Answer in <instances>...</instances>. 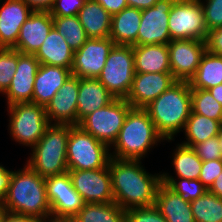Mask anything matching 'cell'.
<instances>
[{"instance_id": "1", "label": "cell", "mask_w": 222, "mask_h": 222, "mask_svg": "<svg viewBox=\"0 0 222 222\" xmlns=\"http://www.w3.org/2000/svg\"><path fill=\"white\" fill-rule=\"evenodd\" d=\"M114 202L124 210L155 205L156 194L162 183L161 172L146 171L141 160L110 158Z\"/></svg>"}, {"instance_id": "2", "label": "cell", "mask_w": 222, "mask_h": 222, "mask_svg": "<svg viewBox=\"0 0 222 222\" xmlns=\"http://www.w3.org/2000/svg\"><path fill=\"white\" fill-rule=\"evenodd\" d=\"M23 167L17 171L12 170L8 192L2 203L7 213L37 219L51 215L45 178L33 171L27 164Z\"/></svg>"}, {"instance_id": "3", "label": "cell", "mask_w": 222, "mask_h": 222, "mask_svg": "<svg viewBox=\"0 0 222 222\" xmlns=\"http://www.w3.org/2000/svg\"><path fill=\"white\" fill-rule=\"evenodd\" d=\"M157 132L168 142L182 132L191 112V87L177 81L145 107Z\"/></svg>"}, {"instance_id": "4", "label": "cell", "mask_w": 222, "mask_h": 222, "mask_svg": "<svg viewBox=\"0 0 222 222\" xmlns=\"http://www.w3.org/2000/svg\"><path fill=\"white\" fill-rule=\"evenodd\" d=\"M165 139L157 132L145 108L132 107L111 146L112 158L141 160L158 143Z\"/></svg>"}, {"instance_id": "5", "label": "cell", "mask_w": 222, "mask_h": 222, "mask_svg": "<svg viewBox=\"0 0 222 222\" xmlns=\"http://www.w3.org/2000/svg\"><path fill=\"white\" fill-rule=\"evenodd\" d=\"M70 124H50L39 142L31 148L26 164L46 178L68 172L67 142Z\"/></svg>"}, {"instance_id": "6", "label": "cell", "mask_w": 222, "mask_h": 222, "mask_svg": "<svg viewBox=\"0 0 222 222\" xmlns=\"http://www.w3.org/2000/svg\"><path fill=\"white\" fill-rule=\"evenodd\" d=\"M110 148L78 125L70 126L67 142L68 170H94L108 167Z\"/></svg>"}, {"instance_id": "7", "label": "cell", "mask_w": 222, "mask_h": 222, "mask_svg": "<svg viewBox=\"0 0 222 222\" xmlns=\"http://www.w3.org/2000/svg\"><path fill=\"white\" fill-rule=\"evenodd\" d=\"M8 130L18 144L33 148L50 125L45 107L32 102L15 103L7 106Z\"/></svg>"}, {"instance_id": "8", "label": "cell", "mask_w": 222, "mask_h": 222, "mask_svg": "<svg viewBox=\"0 0 222 222\" xmlns=\"http://www.w3.org/2000/svg\"><path fill=\"white\" fill-rule=\"evenodd\" d=\"M135 75L132 45H114L97 78L115 98L125 99Z\"/></svg>"}, {"instance_id": "9", "label": "cell", "mask_w": 222, "mask_h": 222, "mask_svg": "<svg viewBox=\"0 0 222 222\" xmlns=\"http://www.w3.org/2000/svg\"><path fill=\"white\" fill-rule=\"evenodd\" d=\"M132 106L123 98H115L108 105L85 116L78 126L106 144L110 150L118 137Z\"/></svg>"}, {"instance_id": "10", "label": "cell", "mask_w": 222, "mask_h": 222, "mask_svg": "<svg viewBox=\"0 0 222 222\" xmlns=\"http://www.w3.org/2000/svg\"><path fill=\"white\" fill-rule=\"evenodd\" d=\"M168 29L171 40L206 41L208 31L200 0H176L169 13Z\"/></svg>"}, {"instance_id": "11", "label": "cell", "mask_w": 222, "mask_h": 222, "mask_svg": "<svg viewBox=\"0 0 222 222\" xmlns=\"http://www.w3.org/2000/svg\"><path fill=\"white\" fill-rule=\"evenodd\" d=\"M72 186L85 203L114 202L109 168L68 170Z\"/></svg>"}, {"instance_id": "12", "label": "cell", "mask_w": 222, "mask_h": 222, "mask_svg": "<svg viewBox=\"0 0 222 222\" xmlns=\"http://www.w3.org/2000/svg\"><path fill=\"white\" fill-rule=\"evenodd\" d=\"M51 215L73 218L85 205L81 195L72 186L69 173L45 178Z\"/></svg>"}, {"instance_id": "13", "label": "cell", "mask_w": 222, "mask_h": 222, "mask_svg": "<svg viewBox=\"0 0 222 222\" xmlns=\"http://www.w3.org/2000/svg\"><path fill=\"white\" fill-rule=\"evenodd\" d=\"M171 73L177 81H187L196 73L206 42L201 40H171L168 44Z\"/></svg>"}, {"instance_id": "14", "label": "cell", "mask_w": 222, "mask_h": 222, "mask_svg": "<svg viewBox=\"0 0 222 222\" xmlns=\"http://www.w3.org/2000/svg\"><path fill=\"white\" fill-rule=\"evenodd\" d=\"M114 45L110 37L89 38L74 52L71 74L78 78L97 79Z\"/></svg>"}, {"instance_id": "15", "label": "cell", "mask_w": 222, "mask_h": 222, "mask_svg": "<svg viewBox=\"0 0 222 222\" xmlns=\"http://www.w3.org/2000/svg\"><path fill=\"white\" fill-rule=\"evenodd\" d=\"M175 1L158 0L154 6L141 10L137 45L168 44L171 41L168 20Z\"/></svg>"}, {"instance_id": "16", "label": "cell", "mask_w": 222, "mask_h": 222, "mask_svg": "<svg viewBox=\"0 0 222 222\" xmlns=\"http://www.w3.org/2000/svg\"><path fill=\"white\" fill-rule=\"evenodd\" d=\"M176 82L172 73H135L125 100L134 108H145Z\"/></svg>"}, {"instance_id": "17", "label": "cell", "mask_w": 222, "mask_h": 222, "mask_svg": "<svg viewBox=\"0 0 222 222\" xmlns=\"http://www.w3.org/2000/svg\"><path fill=\"white\" fill-rule=\"evenodd\" d=\"M78 91L79 78L71 74L45 107L50 124L77 125Z\"/></svg>"}, {"instance_id": "18", "label": "cell", "mask_w": 222, "mask_h": 222, "mask_svg": "<svg viewBox=\"0 0 222 222\" xmlns=\"http://www.w3.org/2000/svg\"><path fill=\"white\" fill-rule=\"evenodd\" d=\"M39 65V60L33 54H24L18 51L16 72L11 79L9 88L3 94L7 99V106L32 102L33 85Z\"/></svg>"}, {"instance_id": "19", "label": "cell", "mask_w": 222, "mask_h": 222, "mask_svg": "<svg viewBox=\"0 0 222 222\" xmlns=\"http://www.w3.org/2000/svg\"><path fill=\"white\" fill-rule=\"evenodd\" d=\"M52 28L53 18L49 11H33L21 26L13 49L20 53L34 55Z\"/></svg>"}, {"instance_id": "20", "label": "cell", "mask_w": 222, "mask_h": 222, "mask_svg": "<svg viewBox=\"0 0 222 222\" xmlns=\"http://www.w3.org/2000/svg\"><path fill=\"white\" fill-rule=\"evenodd\" d=\"M0 5V48H13L33 10L23 0H0Z\"/></svg>"}, {"instance_id": "21", "label": "cell", "mask_w": 222, "mask_h": 222, "mask_svg": "<svg viewBox=\"0 0 222 222\" xmlns=\"http://www.w3.org/2000/svg\"><path fill=\"white\" fill-rule=\"evenodd\" d=\"M70 75L68 68L40 64L34 80L32 103L46 107Z\"/></svg>"}, {"instance_id": "22", "label": "cell", "mask_w": 222, "mask_h": 222, "mask_svg": "<svg viewBox=\"0 0 222 222\" xmlns=\"http://www.w3.org/2000/svg\"><path fill=\"white\" fill-rule=\"evenodd\" d=\"M115 99L96 78H79L77 125L87 115L108 105Z\"/></svg>"}, {"instance_id": "23", "label": "cell", "mask_w": 222, "mask_h": 222, "mask_svg": "<svg viewBox=\"0 0 222 222\" xmlns=\"http://www.w3.org/2000/svg\"><path fill=\"white\" fill-rule=\"evenodd\" d=\"M135 73H171L167 44L133 46Z\"/></svg>"}, {"instance_id": "24", "label": "cell", "mask_w": 222, "mask_h": 222, "mask_svg": "<svg viewBox=\"0 0 222 222\" xmlns=\"http://www.w3.org/2000/svg\"><path fill=\"white\" fill-rule=\"evenodd\" d=\"M155 206L167 222H195L191 203L184 201L179 194L163 182L158 188Z\"/></svg>"}, {"instance_id": "25", "label": "cell", "mask_w": 222, "mask_h": 222, "mask_svg": "<svg viewBox=\"0 0 222 222\" xmlns=\"http://www.w3.org/2000/svg\"><path fill=\"white\" fill-rule=\"evenodd\" d=\"M34 56L40 64L60 66L71 70L74 51L53 27Z\"/></svg>"}, {"instance_id": "26", "label": "cell", "mask_w": 222, "mask_h": 222, "mask_svg": "<svg viewBox=\"0 0 222 222\" xmlns=\"http://www.w3.org/2000/svg\"><path fill=\"white\" fill-rule=\"evenodd\" d=\"M77 16L88 38L110 36L112 15L95 0H86Z\"/></svg>"}, {"instance_id": "27", "label": "cell", "mask_w": 222, "mask_h": 222, "mask_svg": "<svg viewBox=\"0 0 222 222\" xmlns=\"http://www.w3.org/2000/svg\"><path fill=\"white\" fill-rule=\"evenodd\" d=\"M141 22V10L126 7L112 15L110 38L115 45L137 46V34Z\"/></svg>"}, {"instance_id": "28", "label": "cell", "mask_w": 222, "mask_h": 222, "mask_svg": "<svg viewBox=\"0 0 222 222\" xmlns=\"http://www.w3.org/2000/svg\"><path fill=\"white\" fill-rule=\"evenodd\" d=\"M219 84H222V56L206 50L189 85L191 89L208 90Z\"/></svg>"}, {"instance_id": "29", "label": "cell", "mask_w": 222, "mask_h": 222, "mask_svg": "<svg viewBox=\"0 0 222 222\" xmlns=\"http://www.w3.org/2000/svg\"><path fill=\"white\" fill-rule=\"evenodd\" d=\"M222 123L220 121L205 117L201 114L190 112L184 129L185 141L181 144L189 147H194L211 137H216L219 133Z\"/></svg>"}, {"instance_id": "30", "label": "cell", "mask_w": 222, "mask_h": 222, "mask_svg": "<svg viewBox=\"0 0 222 222\" xmlns=\"http://www.w3.org/2000/svg\"><path fill=\"white\" fill-rule=\"evenodd\" d=\"M73 219L76 222H126V214L115 202L85 203Z\"/></svg>"}, {"instance_id": "31", "label": "cell", "mask_w": 222, "mask_h": 222, "mask_svg": "<svg viewBox=\"0 0 222 222\" xmlns=\"http://www.w3.org/2000/svg\"><path fill=\"white\" fill-rule=\"evenodd\" d=\"M172 166L177 178L198 179L203 161L192 147L179 144L173 150Z\"/></svg>"}, {"instance_id": "32", "label": "cell", "mask_w": 222, "mask_h": 222, "mask_svg": "<svg viewBox=\"0 0 222 222\" xmlns=\"http://www.w3.org/2000/svg\"><path fill=\"white\" fill-rule=\"evenodd\" d=\"M190 203L195 222H222V198L217 195L207 190Z\"/></svg>"}, {"instance_id": "33", "label": "cell", "mask_w": 222, "mask_h": 222, "mask_svg": "<svg viewBox=\"0 0 222 222\" xmlns=\"http://www.w3.org/2000/svg\"><path fill=\"white\" fill-rule=\"evenodd\" d=\"M52 18L53 27L65 38L66 43L74 52L89 39L77 15L52 16Z\"/></svg>"}, {"instance_id": "34", "label": "cell", "mask_w": 222, "mask_h": 222, "mask_svg": "<svg viewBox=\"0 0 222 222\" xmlns=\"http://www.w3.org/2000/svg\"><path fill=\"white\" fill-rule=\"evenodd\" d=\"M191 111L222 123V105L208 90L191 89Z\"/></svg>"}, {"instance_id": "35", "label": "cell", "mask_w": 222, "mask_h": 222, "mask_svg": "<svg viewBox=\"0 0 222 222\" xmlns=\"http://www.w3.org/2000/svg\"><path fill=\"white\" fill-rule=\"evenodd\" d=\"M162 182L187 202L196 200L208 190L199 179L174 178L167 172L162 173Z\"/></svg>"}, {"instance_id": "36", "label": "cell", "mask_w": 222, "mask_h": 222, "mask_svg": "<svg viewBox=\"0 0 222 222\" xmlns=\"http://www.w3.org/2000/svg\"><path fill=\"white\" fill-rule=\"evenodd\" d=\"M18 64V51L13 48H0V93L10 86Z\"/></svg>"}, {"instance_id": "37", "label": "cell", "mask_w": 222, "mask_h": 222, "mask_svg": "<svg viewBox=\"0 0 222 222\" xmlns=\"http://www.w3.org/2000/svg\"><path fill=\"white\" fill-rule=\"evenodd\" d=\"M126 222H167L155 205L125 210Z\"/></svg>"}, {"instance_id": "38", "label": "cell", "mask_w": 222, "mask_h": 222, "mask_svg": "<svg viewBox=\"0 0 222 222\" xmlns=\"http://www.w3.org/2000/svg\"><path fill=\"white\" fill-rule=\"evenodd\" d=\"M207 31L222 27V0H200Z\"/></svg>"}, {"instance_id": "39", "label": "cell", "mask_w": 222, "mask_h": 222, "mask_svg": "<svg viewBox=\"0 0 222 222\" xmlns=\"http://www.w3.org/2000/svg\"><path fill=\"white\" fill-rule=\"evenodd\" d=\"M193 149L202 161L222 159L220 142L217 136L196 144Z\"/></svg>"}, {"instance_id": "40", "label": "cell", "mask_w": 222, "mask_h": 222, "mask_svg": "<svg viewBox=\"0 0 222 222\" xmlns=\"http://www.w3.org/2000/svg\"><path fill=\"white\" fill-rule=\"evenodd\" d=\"M86 0H55L49 10L52 16H74L78 15L79 10Z\"/></svg>"}, {"instance_id": "41", "label": "cell", "mask_w": 222, "mask_h": 222, "mask_svg": "<svg viewBox=\"0 0 222 222\" xmlns=\"http://www.w3.org/2000/svg\"><path fill=\"white\" fill-rule=\"evenodd\" d=\"M222 172V159L203 161L199 180L209 189Z\"/></svg>"}, {"instance_id": "42", "label": "cell", "mask_w": 222, "mask_h": 222, "mask_svg": "<svg viewBox=\"0 0 222 222\" xmlns=\"http://www.w3.org/2000/svg\"><path fill=\"white\" fill-rule=\"evenodd\" d=\"M205 42L208 52L214 55L222 56V27L208 31Z\"/></svg>"}, {"instance_id": "43", "label": "cell", "mask_w": 222, "mask_h": 222, "mask_svg": "<svg viewBox=\"0 0 222 222\" xmlns=\"http://www.w3.org/2000/svg\"><path fill=\"white\" fill-rule=\"evenodd\" d=\"M12 170L7 169L0 164V203H3L4 197L8 192Z\"/></svg>"}, {"instance_id": "44", "label": "cell", "mask_w": 222, "mask_h": 222, "mask_svg": "<svg viewBox=\"0 0 222 222\" xmlns=\"http://www.w3.org/2000/svg\"><path fill=\"white\" fill-rule=\"evenodd\" d=\"M101 4L111 15L120 13L128 7L127 0H95Z\"/></svg>"}, {"instance_id": "45", "label": "cell", "mask_w": 222, "mask_h": 222, "mask_svg": "<svg viewBox=\"0 0 222 222\" xmlns=\"http://www.w3.org/2000/svg\"><path fill=\"white\" fill-rule=\"evenodd\" d=\"M25 1L28 6L33 10H39V11H49L55 0H23Z\"/></svg>"}, {"instance_id": "46", "label": "cell", "mask_w": 222, "mask_h": 222, "mask_svg": "<svg viewBox=\"0 0 222 222\" xmlns=\"http://www.w3.org/2000/svg\"><path fill=\"white\" fill-rule=\"evenodd\" d=\"M158 0H127L128 7L138 8L139 10L148 9L154 6Z\"/></svg>"}, {"instance_id": "47", "label": "cell", "mask_w": 222, "mask_h": 222, "mask_svg": "<svg viewBox=\"0 0 222 222\" xmlns=\"http://www.w3.org/2000/svg\"><path fill=\"white\" fill-rule=\"evenodd\" d=\"M2 222H38V219L30 216H21L7 213Z\"/></svg>"}, {"instance_id": "48", "label": "cell", "mask_w": 222, "mask_h": 222, "mask_svg": "<svg viewBox=\"0 0 222 222\" xmlns=\"http://www.w3.org/2000/svg\"><path fill=\"white\" fill-rule=\"evenodd\" d=\"M209 192L217 195L222 198V172L220 175L214 180L211 187L208 189Z\"/></svg>"}, {"instance_id": "49", "label": "cell", "mask_w": 222, "mask_h": 222, "mask_svg": "<svg viewBox=\"0 0 222 222\" xmlns=\"http://www.w3.org/2000/svg\"><path fill=\"white\" fill-rule=\"evenodd\" d=\"M38 222H72V218L49 215L44 218L38 219Z\"/></svg>"}, {"instance_id": "50", "label": "cell", "mask_w": 222, "mask_h": 222, "mask_svg": "<svg viewBox=\"0 0 222 222\" xmlns=\"http://www.w3.org/2000/svg\"><path fill=\"white\" fill-rule=\"evenodd\" d=\"M211 95L222 105V84L208 89Z\"/></svg>"}, {"instance_id": "51", "label": "cell", "mask_w": 222, "mask_h": 222, "mask_svg": "<svg viewBox=\"0 0 222 222\" xmlns=\"http://www.w3.org/2000/svg\"><path fill=\"white\" fill-rule=\"evenodd\" d=\"M7 214V210L3 206L2 203H0V222L3 221L4 216Z\"/></svg>"}, {"instance_id": "52", "label": "cell", "mask_w": 222, "mask_h": 222, "mask_svg": "<svg viewBox=\"0 0 222 222\" xmlns=\"http://www.w3.org/2000/svg\"><path fill=\"white\" fill-rule=\"evenodd\" d=\"M219 142H220V150H221V154H222V125L220 127L219 133L217 135Z\"/></svg>"}]
</instances>
